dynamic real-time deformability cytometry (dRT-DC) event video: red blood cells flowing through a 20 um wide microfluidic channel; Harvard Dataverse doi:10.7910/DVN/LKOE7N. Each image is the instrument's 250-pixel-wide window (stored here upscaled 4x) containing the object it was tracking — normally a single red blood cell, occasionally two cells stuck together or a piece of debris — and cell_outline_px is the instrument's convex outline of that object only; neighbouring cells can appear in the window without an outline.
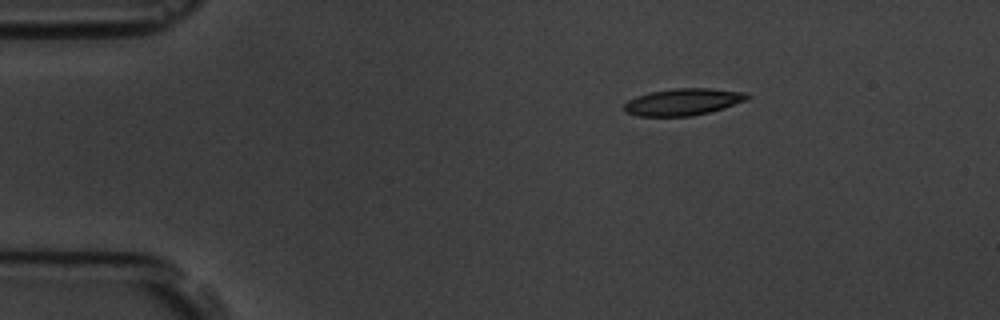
{"species": "common noctule bat (a hibernating species)", "species_latin": "Nyctalus noctula", "temperature_condition": "room temperature", "stored_images_in_passage": 3, "camera_frame_rate_fps": 3000, "um_per_image_px": 0.085, "animal": {"sex": "male", "body_mass_g": 19.5, "forearm_length_mm": 54.6}, "frame": {"image": 1, "passage_image": 1, "time_ms": 0.0, "image_size_px": [1000, 320], "cell_outline_px": [[752, 96], [748, 100], [724, 108], [692, 116], [636, 116], [624, 112], [624, 104], [628, 100], [636, 96], [648, 92], [672, 88], [712, 88], [744, 92]], "centroid_in_image_um": [58.06, 8.65], "position_along_channel_um": 26.9, "area_um2": 19.54}}